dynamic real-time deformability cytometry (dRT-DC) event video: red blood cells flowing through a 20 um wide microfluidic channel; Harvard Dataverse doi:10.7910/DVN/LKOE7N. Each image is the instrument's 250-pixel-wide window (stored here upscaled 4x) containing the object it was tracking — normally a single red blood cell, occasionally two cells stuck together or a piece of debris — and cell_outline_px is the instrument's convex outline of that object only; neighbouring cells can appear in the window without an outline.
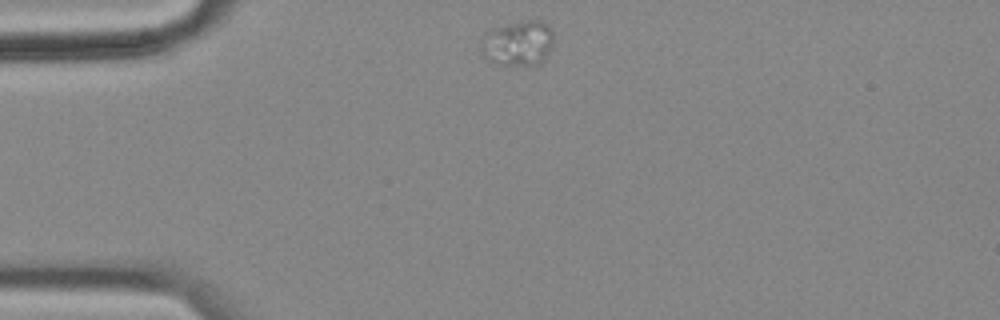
{"species": "common noctule bat (a hibernating species)", "species_latin": "Nyctalus noctula", "temperature_condition": "cold", "stored_images_in_passage": 23, "camera_frame_rate_fps": 3000, "um_per_image_px": 0.085, "animal": {"sex": "female", "body_mass_g": 18.4}, "frame": {"image": 1, "passage_image": 1, "time_ms": 0.0, "image_size_px": [1000, 320], "cell_outline_px": [[552, 44], [544, 60], [536, 64], [492, 64], [480, 52], [480, 40], [492, 28], [524, 20], [540, 20], [548, 24], [552, 32]], "centroid_in_image_um": [43.99, 3.66], "position_along_channel_um": 41.0, "area_um2": 19.07}}
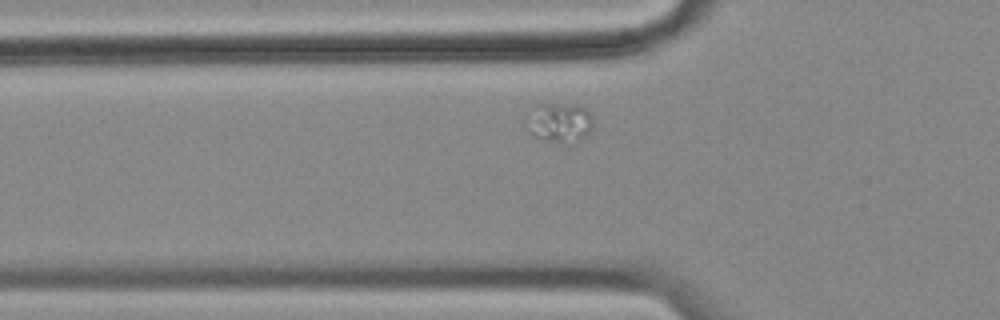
{"frame": {"image": 2, "passage_image": 7, "time_ms": 2.0, "image_size_px": [1000, 320], "cell_outline_px": [[592, 124], [588, 132], [580, 140], [572, 144], [564, 144], [548, 140], [536, 136], [524, 128], [524, 112], [536, 104], [580, 104], [588, 112], [592, 120]], "centroid_in_image_um": [47.45, 10.39], "position_along_channel_um": 78.4, "area_um2": 15.9}}